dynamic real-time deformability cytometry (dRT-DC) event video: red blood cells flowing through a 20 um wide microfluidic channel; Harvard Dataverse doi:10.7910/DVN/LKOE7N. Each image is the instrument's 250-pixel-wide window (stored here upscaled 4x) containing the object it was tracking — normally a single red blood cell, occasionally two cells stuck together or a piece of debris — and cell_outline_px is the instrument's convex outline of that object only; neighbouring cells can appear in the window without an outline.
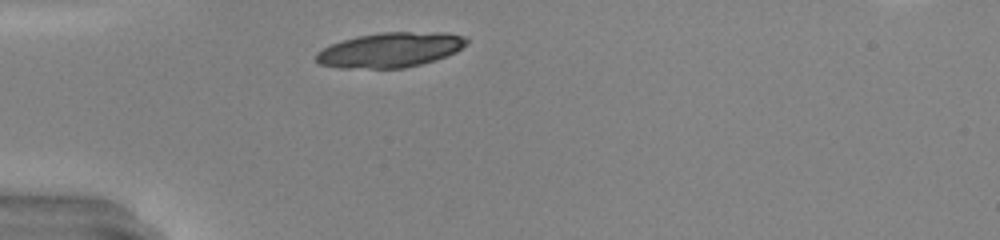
{"species": "common noctule bat (a hibernating species)", "species_latin": "Nyctalus noctula", "temperature_condition": "warm", "stored_images_in_passage": 27, "camera_frame_rate_fps": 3000, "um_per_image_px": 0.085, "animal": {"sex": "male", "body_mass_g": 20.0, "forearm_length_mm": 53.3}, "frame": {"image": 1, "passage_image": 1, "time_ms": 0.0, "image_size_px": [1000, 240], "cell_outline_px": [[468, 44], [456, 52], [436, 60], [404, 68], [336, 68], [320, 64], [316, 60], [316, 52], [332, 44], [356, 36], [384, 32], [444, 32], [464, 36], [468, 40]], "centroid_in_image_um": [33.2, 4.24], "position_along_channel_um": 51.8, "area_um2": 30.63}}